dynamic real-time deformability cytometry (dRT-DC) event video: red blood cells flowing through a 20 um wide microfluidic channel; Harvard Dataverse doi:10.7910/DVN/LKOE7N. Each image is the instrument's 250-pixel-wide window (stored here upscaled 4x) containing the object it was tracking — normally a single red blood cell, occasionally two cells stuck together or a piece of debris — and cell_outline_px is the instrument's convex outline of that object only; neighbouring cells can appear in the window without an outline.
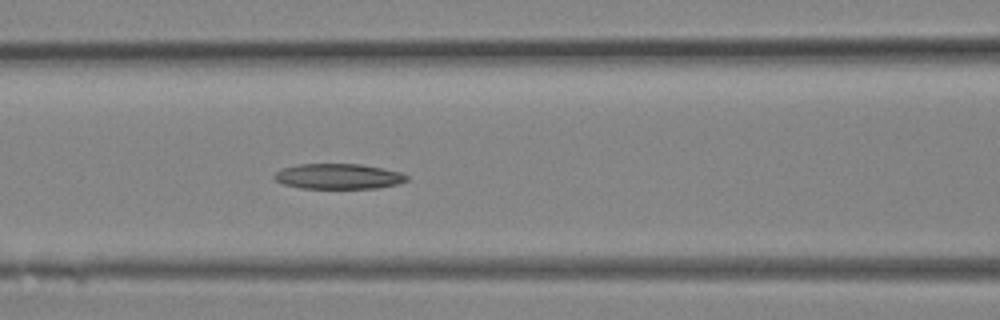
{"species": "Egyptian fruit bat (a non-hibernating species)", "species_latin": "Rousettus aegyptiacus", "temperature_condition": "room temperature", "stored_images_in_passage": 12, "camera_frame_rate_fps": 3000, "um_per_image_px": 0.085, "animal": {"sex": "female"}, "frame": {"image": 1, "passage_image": 12, "time_ms": 3.667, "image_size_px": [1000, 320], "cell_outline_px": [[408, 180], [400, 184], [380, 188], [300, 188], [284, 184], [276, 180], [272, 176], [276, 172], [284, 168], [300, 164], [360, 164], [400, 172], [408, 176]], "centroid_in_image_um": [28.79, 15.0], "position_along_channel_um": 137.8, "area_um2": 19.48}}